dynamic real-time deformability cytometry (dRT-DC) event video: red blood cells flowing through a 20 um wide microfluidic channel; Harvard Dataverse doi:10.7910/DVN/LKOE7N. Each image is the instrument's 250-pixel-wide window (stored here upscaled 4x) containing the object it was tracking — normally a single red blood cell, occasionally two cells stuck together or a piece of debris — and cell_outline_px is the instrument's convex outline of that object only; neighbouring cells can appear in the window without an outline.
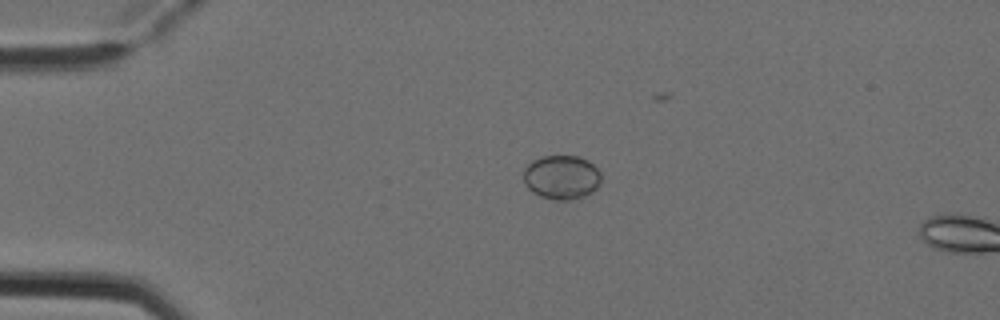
{"species": "Egyptian fruit bat (a non-hibernating species)", "species_latin": "Rousettus aegyptiacus", "temperature_condition": "cold", "stored_images_in_passage": 2, "camera_frame_rate_fps": 3000, "um_per_image_px": 0.085, "animal": {"sex": "female"}, "frame": {"image": 1, "passage_image": 1, "time_ms": 0.0, "image_size_px": [1000, 320], "cell_outline_px": [[600, 184], [592, 192], [584, 196], [572, 200], [552, 200], [540, 196], [532, 192], [524, 184], [524, 168], [532, 160], [544, 156], [580, 156], [588, 160], [600, 172]], "centroid_in_image_um": [47.72, 15.07], "position_along_channel_um": 37.3, "area_um2": 20.11}}